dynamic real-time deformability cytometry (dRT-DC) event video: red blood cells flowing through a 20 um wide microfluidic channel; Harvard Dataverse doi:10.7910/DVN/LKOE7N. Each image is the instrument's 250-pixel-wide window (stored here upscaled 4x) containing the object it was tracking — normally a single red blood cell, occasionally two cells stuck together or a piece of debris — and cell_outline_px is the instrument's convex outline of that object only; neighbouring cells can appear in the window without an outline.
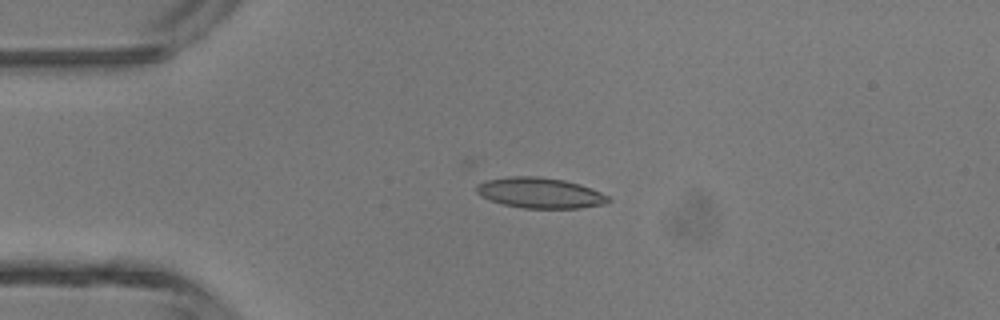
{"species": "common noctule bat (a hibernating species)", "species_latin": "Nyctalus noctula", "temperature_condition": "room temperature", "stored_images_in_passage": 5, "camera_frame_rate_fps": 3000, "um_per_image_px": 0.085, "animal": {"sex": "male", "body_mass_g": 13.3}, "frame": {"image": 1, "passage_image": 4, "time_ms": 1.0, "image_size_px": [1000, 320], "cell_outline_px": [[612, 200], [604, 204], [580, 208], [524, 208], [504, 204], [488, 200], [480, 196], [476, 192], [476, 184], [484, 180], [508, 176], [536, 176], [564, 180], [580, 184], [600, 192], [608, 196]], "centroid_in_image_um": [45.86, 16.39], "position_along_channel_um": 39.1, "area_um2": 23.58}}